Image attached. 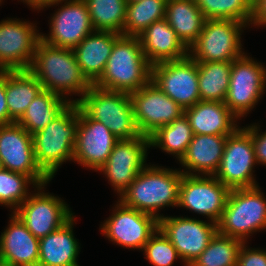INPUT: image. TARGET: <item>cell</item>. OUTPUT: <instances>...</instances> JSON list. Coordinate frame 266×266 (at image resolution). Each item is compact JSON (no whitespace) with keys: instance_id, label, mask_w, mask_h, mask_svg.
I'll return each mask as SVG.
<instances>
[{"instance_id":"6da1fadb","label":"cell","mask_w":266,"mask_h":266,"mask_svg":"<svg viewBox=\"0 0 266 266\" xmlns=\"http://www.w3.org/2000/svg\"><path fill=\"white\" fill-rule=\"evenodd\" d=\"M29 71L39 80L43 89L61 96L69 103H78L92 86L83 75L71 48L54 47L40 40L36 46ZM77 94L79 99H67Z\"/></svg>"},{"instance_id":"7a4b0ae2","label":"cell","mask_w":266,"mask_h":266,"mask_svg":"<svg viewBox=\"0 0 266 266\" xmlns=\"http://www.w3.org/2000/svg\"><path fill=\"white\" fill-rule=\"evenodd\" d=\"M183 173L180 170L148 165L120 194L119 201L160 220L159 209L178 205Z\"/></svg>"},{"instance_id":"3957f363","label":"cell","mask_w":266,"mask_h":266,"mask_svg":"<svg viewBox=\"0 0 266 266\" xmlns=\"http://www.w3.org/2000/svg\"><path fill=\"white\" fill-rule=\"evenodd\" d=\"M151 67L143 54L139 38L121 35L114 42L101 77L93 85L130 94L151 80Z\"/></svg>"},{"instance_id":"277c9868","label":"cell","mask_w":266,"mask_h":266,"mask_svg":"<svg viewBox=\"0 0 266 266\" xmlns=\"http://www.w3.org/2000/svg\"><path fill=\"white\" fill-rule=\"evenodd\" d=\"M78 125L79 106L69 103L44 129L32 135L35 160L50 179L64 162L73 161Z\"/></svg>"},{"instance_id":"5b68a950","label":"cell","mask_w":266,"mask_h":266,"mask_svg":"<svg viewBox=\"0 0 266 266\" xmlns=\"http://www.w3.org/2000/svg\"><path fill=\"white\" fill-rule=\"evenodd\" d=\"M91 118L104 124L119 140L140 137L130 95L92 85L77 103Z\"/></svg>"},{"instance_id":"8992f818","label":"cell","mask_w":266,"mask_h":266,"mask_svg":"<svg viewBox=\"0 0 266 266\" xmlns=\"http://www.w3.org/2000/svg\"><path fill=\"white\" fill-rule=\"evenodd\" d=\"M266 229V198L259 186L231 189L217 232L247 243L250 234Z\"/></svg>"},{"instance_id":"52a82bcc","label":"cell","mask_w":266,"mask_h":266,"mask_svg":"<svg viewBox=\"0 0 266 266\" xmlns=\"http://www.w3.org/2000/svg\"><path fill=\"white\" fill-rule=\"evenodd\" d=\"M246 26L236 20L206 19L188 55L196 62H232L244 54L241 33Z\"/></svg>"},{"instance_id":"ba28073f","label":"cell","mask_w":266,"mask_h":266,"mask_svg":"<svg viewBox=\"0 0 266 266\" xmlns=\"http://www.w3.org/2000/svg\"><path fill=\"white\" fill-rule=\"evenodd\" d=\"M250 125L240 126L226 138L224 153L215 177L231 189L258 186L253 176L256 165Z\"/></svg>"},{"instance_id":"9c48e42d","label":"cell","mask_w":266,"mask_h":266,"mask_svg":"<svg viewBox=\"0 0 266 266\" xmlns=\"http://www.w3.org/2000/svg\"><path fill=\"white\" fill-rule=\"evenodd\" d=\"M266 88V67L243 54L232 61L229 88L224 103L238 118L255 107Z\"/></svg>"},{"instance_id":"30bf717a","label":"cell","mask_w":266,"mask_h":266,"mask_svg":"<svg viewBox=\"0 0 266 266\" xmlns=\"http://www.w3.org/2000/svg\"><path fill=\"white\" fill-rule=\"evenodd\" d=\"M151 81L183 109L200 101L198 65L189 55L152 65Z\"/></svg>"},{"instance_id":"8fae6325","label":"cell","mask_w":266,"mask_h":266,"mask_svg":"<svg viewBox=\"0 0 266 266\" xmlns=\"http://www.w3.org/2000/svg\"><path fill=\"white\" fill-rule=\"evenodd\" d=\"M45 185H38L35 188L38 191L30 193L14 212L38 239L59 229L74 216L61 198L43 190Z\"/></svg>"},{"instance_id":"7c38bea8","label":"cell","mask_w":266,"mask_h":266,"mask_svg":"<svg viewBox=\"0 0 266 266\" xmlns=\"http://www.w3.org/2000/svg\"><path fill=\"white\" fill-rule=\"evenodd\" d=\"M230 189L215 176L183 174L177 207L207 216L217 223L225 209Z\"/></svg>"},{"instance_id":"4fadbf2b","label":"cell","mask_w":266,"mask_h":266,"mask_svg":"<svg viewBox=\"0 0 266 266\" xmlns=\"http://www.w3.org/2000/svg\"><path fill=\"white\" fill-rule=\"evenodd\" d=\"M112 211V215L101 224V232L121 247L142 250L159 228L158 219L126 207L119 200Z\"/></svg>"},{"instance_id":"5bb4252c","label":"cell","mask_w":266,"mask_h":266,"mask_svg":"<svg viewBox=\"0 0 266 266\" xmlns=\"http://www.w3.org/2000/svg\"><path fill=\"white\" fill-rule=\"evenodd\" d=\"M129 95L137 127L147 137L184 114V109L151 80Z\"/></svg>"},{"instance_id":"9a60e30c","label":"cell","mask_w":266,"mask_h":266,"mask_svg":"<svg viewBox=\"0 0 266 266\" xmlns=\"http://www.w3.org/2000/svg\"><path fill=\"white\" fill-rule=\"evenodd\" d=\"M34 25L10 18L0 22V71L29 70L41 40Z\"/></svg>"},{"instance_id":"2e32d148","label":"cell","mask_w":266,"mask_h":266,"mask_svg":"<svg viewBox=\"0 0 266 266\" xmlns=\"http://www.w3.org/2000/svg\"><path fill=\"white\" fill-rule=\"evenodd\" d=\"M0 160L3 169L30 176L38 185L51 181L35 160L32 135L18 123L0 126Z\"/></svg>"},{"instance_id":"e0dca14e","label":"cell","mask_w":266,"mask_h":266,"mask_svg":"<svg viewBox=\"0 0 266 266\" xmlns=\"http://www.w3.org/2000/svg\"><path fill=\"white\" fill-rule=\"evenodd\" d=\"M188 217L163 216L159 229L176 248L184 266H190L217 233V223Z\"/></svg>"},{"instance_id":"ac0fdd59","label":"cell","mask_w":266,"mask_h":266,"mask_svg":"<svg viewBox=\"0 0 266 266\" xmlns=\"http://www.w3.org/2000/svg\"><path fill=\"white\" fill-rule=\"evenodd\" d=\"M150 147L149 137L145 135L118 140L107 161L97 171L105 174L120 196L139 172L148 166L145 162Z\"/></svg>"},{"instance_id":"d6986e66","label":"cell","mask_w":266,"mask_h":266,"mask_svg":"<svg viewBox=\"0 0 266 266\" xmlns=\"http://www.w3.org/2000/svg\"><path fill=\"white\" fill-rule=\"evenodd\" d=\"M50 19L48 36L41 34L46 44L61 48H75L94 30L85 0H64Z\"/></svg>"},{"instance_id":"ffe728a7","label":"cell","mask_w":266,"mask_h":266,"mask_svg":"<svg viewBox=\"0 0 266 266\" xmlns=\"http://www.w3.org/2000/svg\"><path fill=\"white\" fill-rule=\"evenodd\" d=\"M119 139L102 123L91 119L79 107V125L73 161L97 171L109 158Z\"/></svg>"},{"instance_id":"44dd1931","label":"cell","mask_w":266,"mask_h":266,"mask_svg":"<svg viewBox=\"0 0 266 266\" xmlns=\"http://www.w3.org/2000/svg\"><path fill=\"white\" fill-rule=\"evenodd\" d=\"M0 235V266H35L39 260V239L15 214Z\"/></svg>"},{"instance_id":"7402d4cb","label":"cell","mask_w":266,"mask_h":266,"mask_svg":"<svg viewBox=\"0 0 266 266\" xmlns=\"http://www.w3.org/2000/svg\"><path fill=\"white\" fill-rule=\"evenodd\" d=\"M137 37L143 54L151 65L188 56V48L178 38L165 18L153 22Z\"/></svg>"},{"instance_id":"603a6c76","label":"cell","mask_w":266,"mask_h":266,"mask_svg":"<svg viewBox=\"0 0 266 266\" xmlns=\"http://www.w3.org/2000/svg\"><path fill=\"white\" fill-rule=\"evenodd\" d=\"M227 136L194 134L186 154L179 161L186 168L181 172L214 176L221 163Z\"/></svg>"},{"instance_id":"cb8c5ba5","label":"cell","mask_w":266,"mask_h":266,"mask_svg":"<svg viewBox=\"0 0 266 266\" xmlns=\"http://www.w3.org/2000/svg\"><path fill=\"white\" fill-rule=\"evenodd\" d=\"M120 36L111 31H93L73 48L83 75L92 85L101 77L114 42Z\"/></svg>"},{"instance_id":"d4e9b609","label":"cell","mask_w":266,"mask_h":266,"mask_svg":"<svg viewBox=\"0 0 266 266\" xmlns=\"http://www.w3.org/2000/svg\"><path fill=\"white\" fill-rule=\"evenodd\" d=\"M193 134L230 135L237 128L238 118L224 102L199 101L184 109Z\"/></svg>"},{"instance_id":"484cf974","label":"cell","mask_w":266,"mask_h":266,"mask_svg":"<svg viewBox=\"0 0 266 266\" xmlns=\"http://www.w3.org/2000/svg\"><path fill=\"white\" fill-rule=\"evenodd\" d=\"M75 216L59 229L39 239L38 263L47 266H79V242L73 234Z\"/></svg>"},{"instance_id":"4316f807","label":"cell","mask_w":266,"mask_h":266,"mask_svg":"<svg viewBox=\"0 0 266 266\" xmlns=\"http://www.w3.org/2000/svg\"><path fill=\"white\" fill-rule=\"evenodd\" d=\"M43 90L29 70H5V93L9 124L17 123L32 100Z\"/></svg>"},{"instance_id":"83f0119b","label":"cell","mask_w":266,"mask_h":266,"mask_svg":"<svg viewBox=\"0 0 266 266\" xmlns=\"http://www.w3.org/2000/svg\"><path fill=\"white\" fill-rule=\"evenodd\" d=\"M165 19L188 49L199 38L206 20L195 0H167Z\"/></svg>"},{"instance_id":"f1b7e54d","label":"cell","mask_w":266,"mask_h":266,"mask_svg":"<svg viewBox=\"0 0 266 266\" xmlns=\"http://www.w3.org/2000/svg\"><path fill=\"white\" fill-rule=\"evenodd\" d=\"M68 104L61 96L43 89L17 123L33 135L44 129Z\"/></svg>"},{"instance_id":"f546056e","label":"cell","mask_w":266,"mask_h":266,"mask_svg":"<svg viewBox=\"0 0 266 266\" xmlns=\"http://www.w3.org/2000/svg\"><path fill=\"white\" fill-rule=\"evenodd\" d=\"M201 101L224 102L229 88L232 62H197Z\"/></svg>"},{"instance_id":"4dcf8cb0","label":"cell","mask_w":266,"mask_h":266,"mask_svg":"<svg viewBox=\"0 0 266 266\" xmlns=\"http://www.w3.org/2000/svg\"><path fill=\"white\" fill-rule=\"evenodd\" d=\"M193 135L189 120L183 114L180 118L158 128L151 134L149 136L150 146H157L166 153L175 155L177 160L180 161L186 154Z\"/></svg>"},{"instance_id":"1f68e13d","label":"cell","mask_w":266,"mask_h":266,"mask_svg":"<svg viewBox=\"0 0 266 266\" xmlns=\"http://www.w3.org/2000/svg\"><path fill=\"white\" fill-rule=\"evenodd\" d=\"M95 31L124 35L126 0H85Z\"/></svg>"},{"instance_id":"d6a6232c","label":"cell","mask_w":266,"mask_h":266,"mask_svg":"<svg viewBox=\"0 0 266 266\" xmlns=\"http://www.w3.org/2000/svg\"><path fill=\"white\" fill-rule=\"evenodd\" d=\"M167 0H141L127 3L125 36H138L153 22L165 18Z\"/></svg>"},{"instance_id":"836d02e7","label":"cell","mask_w":266,"mask_h":266,"mask_svg":"<svg viewBox=\"0 0 266 266\" xmlns=\"http://www.w3.org/2000/svg\"><path fill=\"white\" fill-rule=\"evenodd\" d=\"M243 241L216 233L190 266H237Z\"/></svg>"},{"instance_id":"e575fe53","label":"cell","mask_w":266,"mask_h":266,"mask_svg":"<svg viewBox=\"0 0 266 266\" xmlns=\"http://www.w3.org/2000/svg\"><path fill=\"white\" fill-rule=\"evenodd\" d=\"M205 19L236 20L250 26L253 0H195Z\"/></svg>"},{"instance_id":"d590c367","label":"cell","mask_w":266,"mask_h":266,"mask_svg":"<svg viewBox=\"0 0 266 266\" xmlns=\"http://www.w3.org/2000/svg\"><path fill=\"white\" fill-rule=\"evenodd\" d=\"M29 184L33 188L38 186L30 176L6 169L0 170V205L10 207L14 213L30 195Z\"/></svg>"},{"instance_id":"8d00e7d4","label":"cell","mask_w":266,"mask_h":266,"mask_svg":"<svg viewBox=\"0 0 266 266\" xmlns=\"http://www.w3.org/2000/svg\"><path fill=\"white\" fill-rule=\"evenodd\" d=\"M142 251L153 266H172L180 256L169 239L158 228L144 245Z\"/></svg>"},{"instance_id":"74e56055","label":"cell","mask_w":266,"mask_h":266,"mask_svg":"<svg viewBox=\"0 0 266 266\" xmlns=\"http://www.w3.org/2000/svg\"><path fill=\"white\" fill-rule=\"evenodd\" d=\"M243 242L239 254L237 266H266V250L249 248Z\"/></svg>"},{"instance_id":"f35d334b","label":"cell","mask_w":266,"mask_h":266,"mask_svg":"<svg viewBox=\"0 0 266 266\" xmlns=\"http://www.w3.org/2000/svg\"><path fill=\"white\" fill-rule=\"evenodd\" d=\"M259 131V125H250V135L252 136L256 162L257 164L266 166V130L262 134Z\"/></svg>"},{"instance_id":"ab89813d","label":"cell","mask_w":266,"mask_h":266,"mask_svg":"<svg viewBox=\"0 0 266 266\" xmlns=\"http://www.w3.org/2000/svg\"><path fill=\"white\" fill-rule=\"evenodd\" d=\"M253 26H266V0H253V13L250 22Z\"/></svg>"},{"instance_id":"60d3db41","label":"cell","mask_w":266,"mask_h":266,"mask_svg":"<svg viewBox=\"0 0 266 266\" xmlns=\"http://www.w3.org/2000/svg\"><path fill=\"white\" fill-rule=\"evenodd\" d=\"M9 124V111L5 93V70L0 71V126Z\"/></svg>"},{"instance_id":"b9f144b4","label":"cell","mask_w":266,"mask_h":266,"mask_svg":"<svg viewBox=\"0 0 266 266\" xmlns=\"http://www.w3.org/2000/svg\"><path fill=\"white\" fill-rule=\"evenodd\" d=\"M25 2L29 7L36 10H42L52 5H59V3H63L64 0H21Z\"/></svg>"},{"instance_id":"7bdbcfd3","label":"cell","mask_w":266,"mask_h":266,"mask_svg":"<svg viewBox=\"0 0 266 266\" xmlns=\"http://www.w3.org/2000/svg\"><path fill=\"white\" fill-rule=\"evenodd\" d=\"M127 3H134V2H137V1H141V0H126Z\"/></svg>"},{"instance_id":"ee69618b","label":"cell","mask_w":266,"mask_h":266,"mask_svg":"<svg viewBox=\"0 0 266 266\" xmlns=\"http://www.w3.org/2000/svg\"><path fill=\"white\" fill-rule=\"evenodd\" d=\"M35 266H47V265H43L41 263H37Z\"/></svg>"},{"instance_id":"f6af8a7d","label":"cell","mask_w":266,"mask_h":266,"mask_svg":"<svg viewBox=\"0 0 266 266\" xmlns=\"http://www.w3.org/2000/svg\"><path fill=\"white\" fill-rule=\"evenodd\" d=\"M2 169H3V166H2V162L0 160V170H2Z\"/></svg>"}]
</instances>
